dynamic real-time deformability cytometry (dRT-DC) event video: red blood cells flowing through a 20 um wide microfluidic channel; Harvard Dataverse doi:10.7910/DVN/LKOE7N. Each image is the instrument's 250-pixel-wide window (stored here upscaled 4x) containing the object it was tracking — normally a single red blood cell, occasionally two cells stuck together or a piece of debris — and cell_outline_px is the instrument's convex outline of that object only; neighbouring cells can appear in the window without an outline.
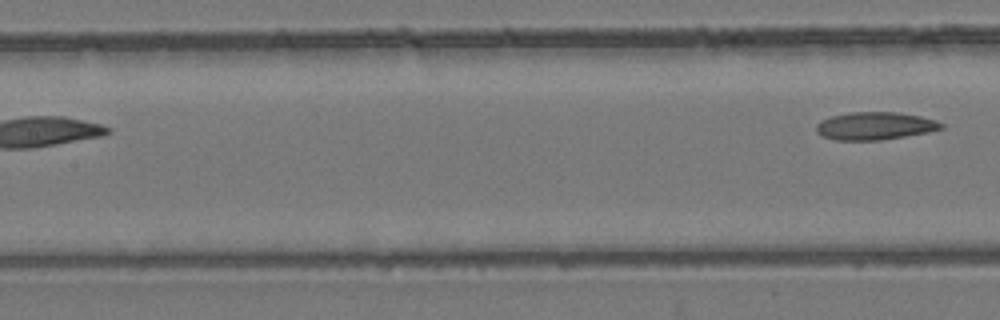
{"species": "common noctule bat (a hibernating species)", "species_latin": "Nyctalus noctula", "temperature_condition": "room temperature", "stored_images_in_passage": 5, "segment_of_instrument_passage": [2, 2], "camera_frame_rate_fps": 3000, "um_per_image_px": 0.085, "animal": {"sex": "female", "body_mass_g": 24.6, "forearm_length_mm": 56.2}, "frame": {"image": 1, "passage_image": 5, "time_ms": 1.333, "image_size_px": [1000, 320], "cell_outline_px": [[944, 128], [928, 132], [880, 140], [836, 140], [824, 136], [816, 132], [816, 124], [832, 116], [852, 112], [896, 112], [920, 116], [936, 120], [944, 124]], "centroid_in_image_um": [74.4, 10.7], "position_along_channel_um": 133.0, "area_um2": 20.0}}